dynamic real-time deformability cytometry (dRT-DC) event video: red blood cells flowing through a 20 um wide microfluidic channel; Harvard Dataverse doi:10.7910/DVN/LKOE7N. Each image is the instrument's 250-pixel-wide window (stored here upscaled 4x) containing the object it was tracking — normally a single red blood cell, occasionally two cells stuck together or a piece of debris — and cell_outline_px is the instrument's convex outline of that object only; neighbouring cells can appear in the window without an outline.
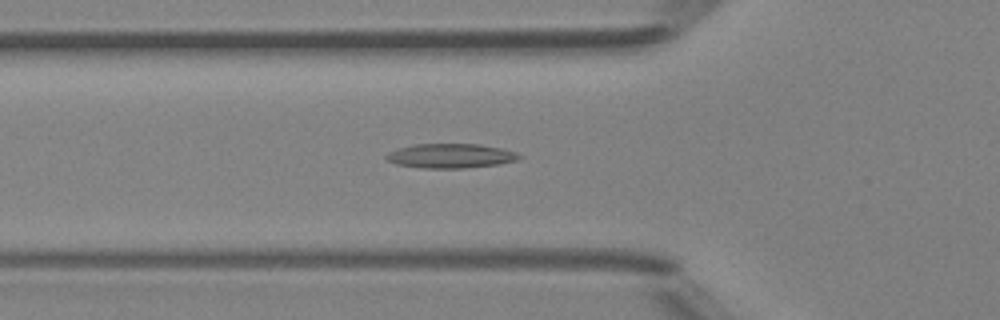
{"species": "Egyptian fruit bat (a non-hibernating species)", "species_latin": "Rousettus aegyptiacus", "temperature_condition": "room temperature", "stored_images_in_passage": 41, "camera_frame_rate_fps": 3000, "um_per_image_px": 0.085, "animal": {"sex": "female"}, "frame": {"image": 1, "passage_image": 10, "time_ms": 3.0, "image_size_px": [1000, 320], "cell_outline_px": [[524, 156], [516, 160], [500, 164], [464, 168], [424, 168], [396, 164], [388, 160], [384, 156], [388, 152], [412, 144], [480, 144], [504, 148], [516, 152]], "centroid_in_image_um": [38.34, 13.24], "position_along_channel_um": 87.5, "area_um2": 19.02}}
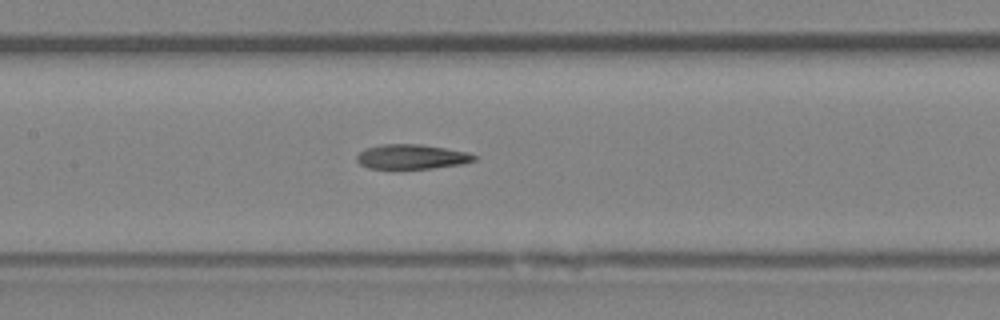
{"frame": {"image": 2, "passage_image": 16, "time_ms": 5.0, "image_size_px": [1000, 320], "cell_outline_px": [[476, 160], [460, 164], [432, 168], [368, 168], [360, 164], [356, 160], [356, 156], [364, 148], [380, 144], [420, 144], [468, 152], [476, 156]], "centroid_in_image_um": [34.95, 13.31], "position_along_channel_um": 172.4, "area_um2": 16.76}}
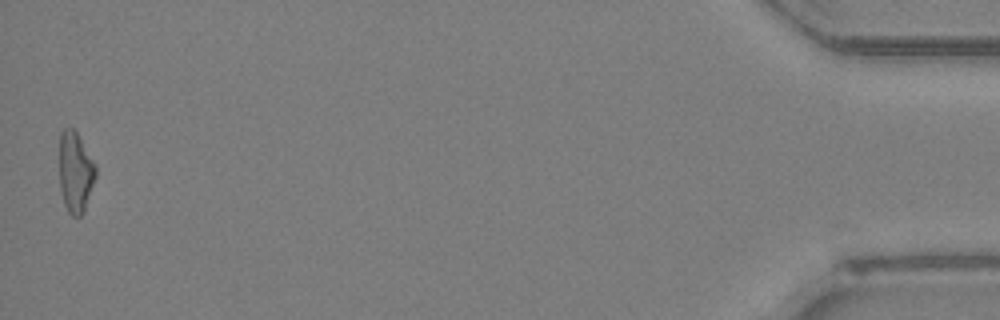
{"frame": {"image": 3, "passage_image": 41, "time_ms": 13.333, "image_size_px": [1000, 320], "cell_outline_px": [[96, 176], [84, 212], [80, 216], [72, 216], [68, 212], [64, 204], [60, 188], [60, 132], [64, 128], [72, 128], [76, 132], [96, 164]], "centroid_in_image_um": [6.41, 14.65], "position_along_channel_um": 428.8, "area_um2": 17.05}, "authors_computed_cell_mechanics": {"area_um2": 17.5712, "velocity_mm_per_s": 4.2462, "shape_relaxation_time_tau1_ms": null, "shape_relaxation_time_tau2_ms": 3.1439, "deformation_change_tau1": null, "deformation_change_tau2": 0.1406}}